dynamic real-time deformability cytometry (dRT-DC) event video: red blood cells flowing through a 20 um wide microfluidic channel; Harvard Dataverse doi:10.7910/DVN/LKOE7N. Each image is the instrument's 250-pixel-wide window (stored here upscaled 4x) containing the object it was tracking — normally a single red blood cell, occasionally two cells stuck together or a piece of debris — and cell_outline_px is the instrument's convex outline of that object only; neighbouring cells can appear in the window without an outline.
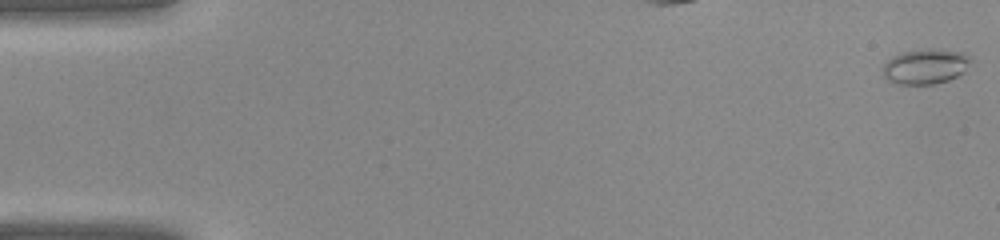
{"species": "common noctule bat (a hibernating species)", "species_latin": "Nyctalus noctula", "temperature_condition": "warm", "stored_images_in_passage": 31, "camera_frame_rate_fps": 3000, "um_per_image_px": 0.085, "animal": {"sex": "female", "body_mass_g": 22.0, "forearm_length_mm": 56.7}, "frame": {"image": 1, "passage_image": 1, "time_ms": 0.0, "image_size_px": [1000, 240], "cell_outline_px": [[972, 60], [956, 76], [948, 80], [932, 84], [900, 84], [888, 80], [884, 76], [884, 64], [892, 56], [904, 52], [928, 48], [932, 48], [964, 52]], "centroid_in_image_um": [78.65, 5.63], "position_along_channel_um": 6.4, "area_um2": 17.63}}
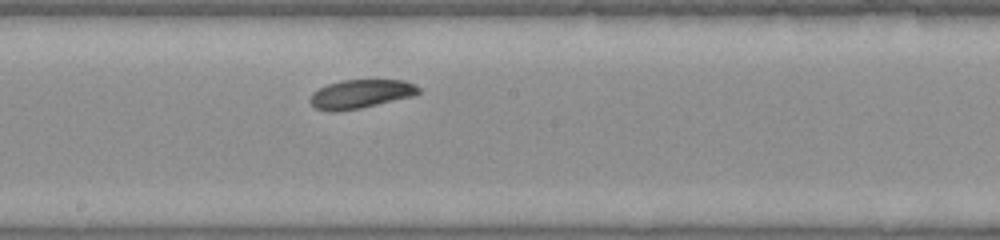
{"frame": {"image": 2, "passage_image": 17, "time_ms": 5.333, "image_size_px": [1000, 240], "cell_outline_px": [[420, 92], [412, 96], [360, 108], [336, 112], [328, 112], [316, 108], [308, 100], [312, 92], [328, 84], [340, 80], [404, 80], [420, 88]], "centroid_in_image_um": [30.61, 7.99], "position_along_channel_um": 217.6, "area_um2": 18.09}}
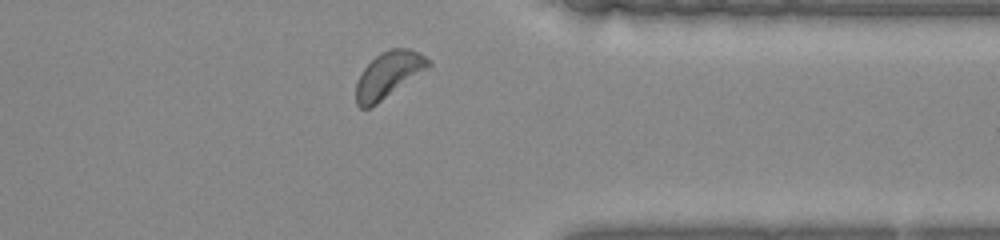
{"frame": {"image": 3, "passage_image": 27, "time_ms": 8.667, "image_size_px": [1000, 240], "cell_outline_px": [[432, 64], [428, 68], [372, 108], [360, 108], [356, 104], [356, 80], [360, 72], [380, 52], [392, 48], [408, 48], [420, 52], [432, 60]], "centroid_in_image_um": [33.02, 6.36], "position_along_channel_um": 378.4, "area_um2": 19.71}}